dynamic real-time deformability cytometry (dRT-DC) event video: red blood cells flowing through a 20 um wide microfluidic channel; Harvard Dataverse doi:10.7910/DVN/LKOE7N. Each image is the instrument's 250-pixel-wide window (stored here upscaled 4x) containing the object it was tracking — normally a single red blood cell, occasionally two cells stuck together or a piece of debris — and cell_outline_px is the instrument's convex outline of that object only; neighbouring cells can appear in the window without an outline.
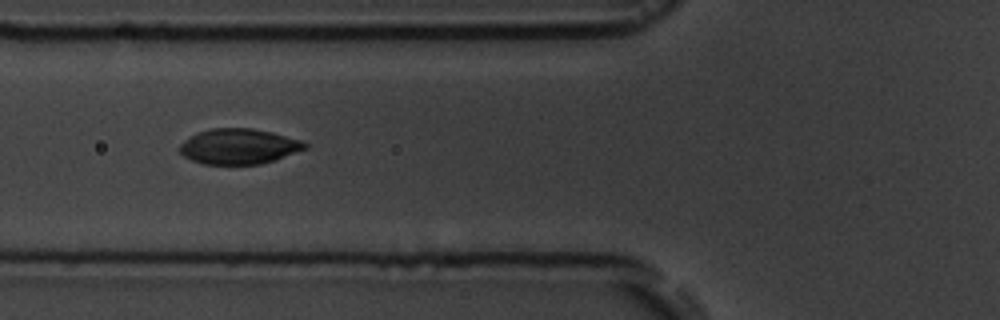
{"species": "common noctule bat (a hibernating species)", "species_latin": "Nyctalus noctula", "temperature_condition": "room temperature", "stored_images_in_passage": 2, "camera_frame_rate_fps": 3000, "um_per_image_px": 0.085, "animal": {"sex": "male", "body_mass_g": 19.5, "forearm_length_mm": 54.6}, "frame": {"image": 1, "passage_image": 2, "time_ms": 2.333, "image_size_px": [1000, 320], "cell_outline_px": [[308, 148], [276, 160], [260, 164], [204, 164], [192, 160], [184, 156], [180, 152], [180, 144], [184, 140], [196, 132], [212, 128], [252, 128], [272, 132], [300, 140], [308, 144]], "centroid_in_image_um": [20.31, 12.44], "position_along_channel_um": 105.5, "area_um2": 25.89}}